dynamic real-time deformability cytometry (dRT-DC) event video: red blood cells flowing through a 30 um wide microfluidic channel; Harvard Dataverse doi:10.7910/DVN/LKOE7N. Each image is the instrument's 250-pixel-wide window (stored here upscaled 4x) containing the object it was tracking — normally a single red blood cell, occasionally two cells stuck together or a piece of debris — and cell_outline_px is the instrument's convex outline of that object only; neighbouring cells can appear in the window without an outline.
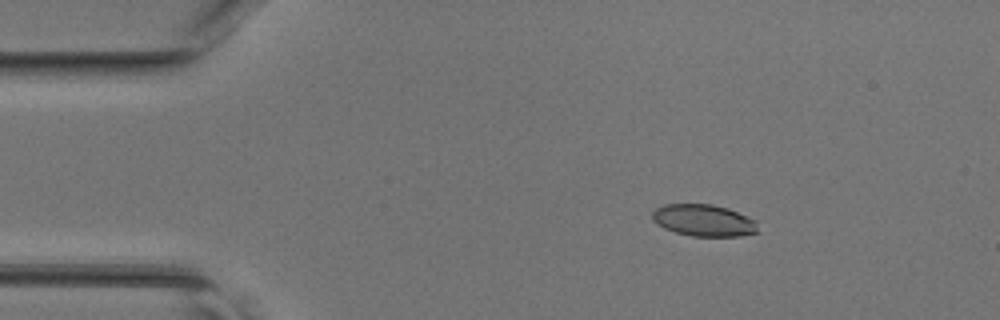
{"species": "common noctule bat (a hibernating species)", "species_latin": "Nyctalus noctula", "temperature_condition": "room temperature", "stored_images_in_passage": 40, "camera_frame_rate_fps": 3000, "um_per_image_px": 0.085, "animal": {"sex": "female", "body_mass_g": 17.0, "forearm_length_mm": 48.0}, "frame": {"image": 1, "passage_image": 1, "time_ms": 0.0, "image_size_px": [1000, 320], "cell_outline_px": [[760, 232], [740, 236], [692, 236], [676, 232], [664, 228], [656, 224], [652, 220], [652, 212], [656, 208], [664, 204], [712, 204], [728, 208], [756, 220]], "centroid_in_image_um": [59.83, 18.73], "position_along_channel_um": 25.2, "area_um2": 19.77}}
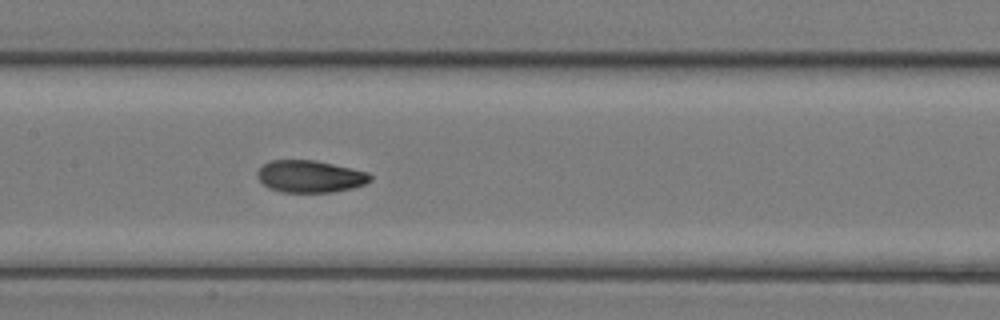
{"frame": {"image": 2, "passage_image": 16, "time_ms": 5.0, "image_size_px": [1000, 320], "cell_outline_px": [[372, 180], [364, 184], [352, 188], [332, 192], [280, 192], [268, 188], [256, 176], [256, 172], [264, 164], [272, 160], [316, 160], [352, 168], [368, 172], [372, 176]], "centroid_in_image_um": [26.36, 14.99], "position_along_channel_um": 181.0, "area_um2": 21.21}}
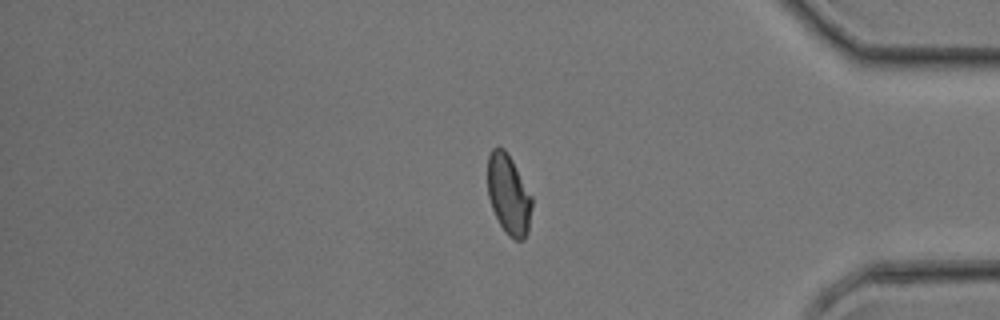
{"frame": {"image": 3, "passage_image": 32, "time_ms": 10.333, "image_size_px": [1000, 320], "cell_outline_px": [[532, 204], [528, 232], [524, 240], [516, 240], [508, 236], [500, 224], [492, 208], [488, 196], [488, 156], [492, 148], [496, 144], [504, 148], [512, 160], [532, 196]], "centroid_in_image_um": [43.23, 16.52], "position_along_channel_um": 392.0, "area_um2": 20.69}}